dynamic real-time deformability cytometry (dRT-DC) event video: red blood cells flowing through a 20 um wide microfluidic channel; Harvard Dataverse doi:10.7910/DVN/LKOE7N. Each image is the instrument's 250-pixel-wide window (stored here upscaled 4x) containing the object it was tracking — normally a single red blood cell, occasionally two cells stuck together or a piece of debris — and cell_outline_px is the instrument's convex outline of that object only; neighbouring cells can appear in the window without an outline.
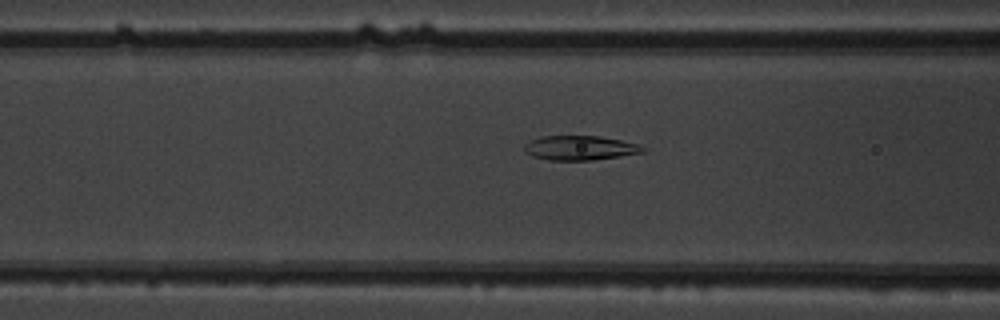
{"species": "common noctule bat (a hibernating species)", "species_latin": "Nyctalus noctula", "temperature_condition": "warm", "stored_images_in_passage": 53, "camera_frame_rate_fps": 3000, "um_per_image_px": 0.085, "animal": {"sex": "male", "body_mass_g": 19.5, "forearm_length_mm": 54.6}, "frame": {"image": 1, "passage_image": 22, "time_ms": 7.0, "image_size_px": [1000, 320], "cell_outline_px": [[648, 148], [644, 152], [620, 156], [592, 160], [548, 160], [532, 156], [524, 152], [524, 144], [540, 136], [600, 136], [640, 144]], "centroid_in_image_um": [49.31, 12.57], "position_along_channel_um": 117.3, "area_um2": 16.99}}
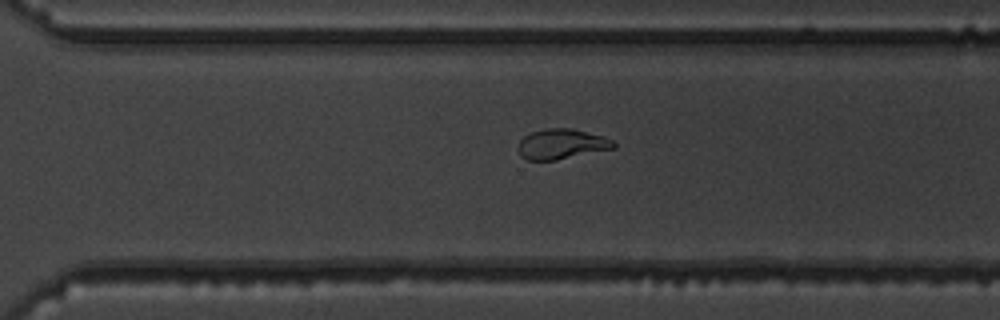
{"frame": {"image": 2, "passage_image": 38, "time_ms": 12.333, "image_size_px": [1000, 320], "cell_outline_px": [[616, 148], [556, 160], [528, 160], [520, 156], [520, 140], [524, 136], [532, 132], [544, 128], [572, 128], [604, 136], [612, 140], [616, 144]], "centroid_in_image_um": [47.77, 12.24], "position_along_channel_um": 322.8, "area_um2": 16.76}}
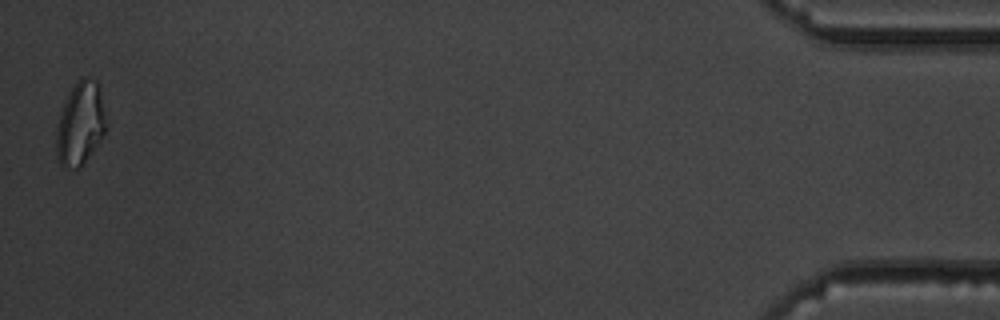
{"frame": {"image": 3, "passage_image": 53, "time_ms": 17.333, "image_size_px": [1000, 320], "cell_outline_px": [[108, 128], [100, 140], [80, 168], [76, 168], [60, 164], [56, 156], [56, 128], [64, 104], [72, 88], [80, 76], [88, 76], [96, 80], [100, 84], [108, 120]], "centroid_in_image_um": [6.88, 10.45], "position_along_channel_um": 428.3, "area_um2": 24.51}, "authors_computed_cell_mechanics": {"area_um2": 18.3804, "velocity_mm_per_s": 3.8674, "shape_relaxation_time_tau1_ms": null, "shape_relaxation_time_tau2_ms": 1.5958, "deformation_change_tau1": null, "deformation_change_tau2": 0.0583}}